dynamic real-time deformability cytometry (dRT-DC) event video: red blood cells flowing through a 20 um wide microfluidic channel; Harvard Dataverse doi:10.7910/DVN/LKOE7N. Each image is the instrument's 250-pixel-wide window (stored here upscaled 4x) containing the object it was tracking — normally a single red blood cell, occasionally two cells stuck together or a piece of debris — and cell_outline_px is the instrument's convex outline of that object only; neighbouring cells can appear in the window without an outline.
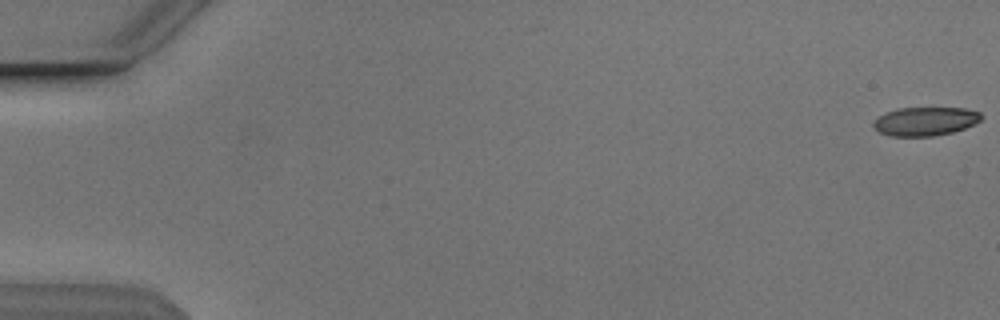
{"species": "Egyptian fruit bat (a non-hibernating species)", "species_latin": "Rousettus aegyptiacus", "temperature_condition": "cold", "stored_images_in_passage": 54, "camera_frame_rate_fps": 3000, "um_per_image_px": 0.085, "animal": {"sex": "male"}, "frame": {"image": 1, "passage_image": 1, "time_ms": 0.0, "image_size_px": [1000, 320], "cell_outline_px": [[984, 116], [976, 124], [952, 132], [932, 136], [888, 136], [880, 132], [872, 124], [880, 116], [896, 108], [964, 108], [980, 112]], "centroid_in_image_um": [78.69, 10.31], "position_along_channel_um": 6.3, "area_um2": 17.92}}
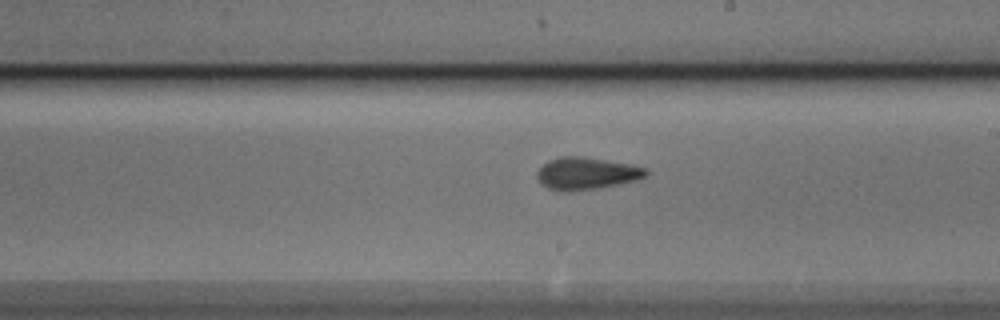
{"frame": {"image": 2, "passage_image": 32, "time_ms": 10.333, "image_size_px": [1000, 320], "cell_outline_px": [[648, 176], [640, 180], [620, 184], [596, 188], [568, 192], [564, 192], [548, 188], [536, 176], [536, 172], [548, 160], [560, 156], [584, 156], [628, 164], [644, 168], [648, 172]], "centroid_in_image_um": [49.86, 14.74], "position_along_channel_um": 239.1, "area_um2": 20.46}}
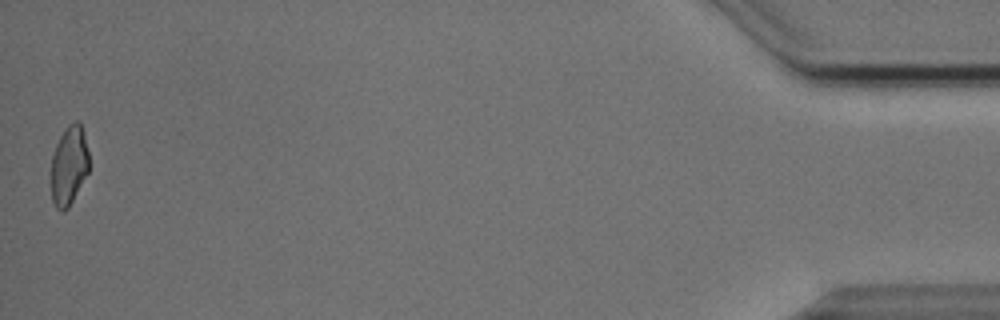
{"frame": {"image": 3, "passage_image": 54, "time_ms": 17.667, "image_size_px": [1000, 320], "cell_outline_px": [[88, 172], [68, 208], [64, 212], [56, 208], [52, 200], [52, 156], [56, 144], [60, 136], [68, 124], [76, 120], [80, 120], [88, 152]], "centroid_in_image_um": [5.86, 14.05], "position_along_channel_um": 429.3, "area_um2": 17.28}, "authors_computed_cell_mechanics": {"area_um2": 19.3919, "velocity_mm_per_s": 3.8501, "shape_relaxation_time_tau1_ms": 6.0562, "shape_relaxation_time_tau2_ms": 2.4361, "deformation_change_tau1": 0.1271, "deformation_change_tau2": 0.0874}}